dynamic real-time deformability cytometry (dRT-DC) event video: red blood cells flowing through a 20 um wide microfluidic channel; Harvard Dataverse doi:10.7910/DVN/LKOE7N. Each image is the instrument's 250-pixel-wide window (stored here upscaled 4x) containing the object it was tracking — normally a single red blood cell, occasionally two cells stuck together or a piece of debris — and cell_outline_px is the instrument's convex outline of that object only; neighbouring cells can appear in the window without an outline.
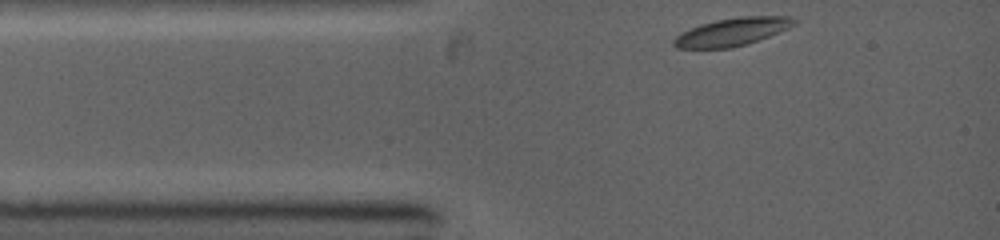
{"species": "common noctule bat (a hibernating species)", "species_latin": "Nyctalus noctula", "temperature_condition": "warm", "stored_images_in_passage": 46, "camera_frame_rate_fps": 5000, "um_per_image_px": 0.085, "animal": {"sex": "female", "body_mass_g": 19.0, "forearm_length_mm": 53.3}, "frame": {"image": 1, "passage_image": 1, "time_ms": 0.0, "image_size_px": [1000, 240], "cell_outline_px": [[796, 24], [788, 28], [748, 44], [732, 48], [676, 48], [672, 44], [672, 40], [680, 32], [700, 24], [716, 20], [740, 16], [792, 16], [796, 20]], "centroid_in_image_um": [62.21, 2.7], "position_along_channel_um": 22.8, "area_um2": 19.65}}
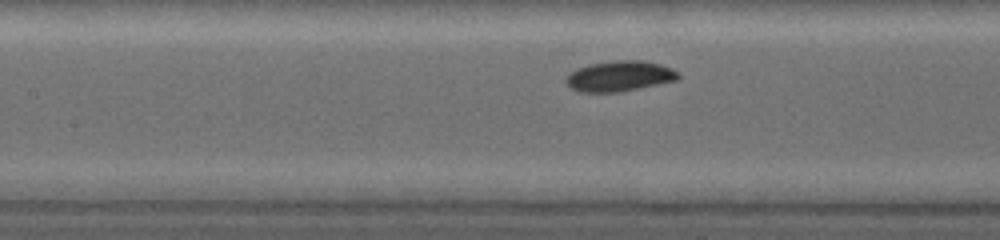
{"frame": {"image": 2, "passage_image": 18, "time_ms": 3.4, "image_size_px": [1000, 240], "cell_outline_px": [[680, 80], [640, 88], [616, 92], [580, 92], [572, 88], [564, 80], [572, 72], [588, 64], [616, 60], [644, 60], [660, 64], [672, 68], [680, 72]], "centroid_in_image_um": [52.74, 6.47], "position_along_channel_um": 154.7, "area_um2": 20.0}}
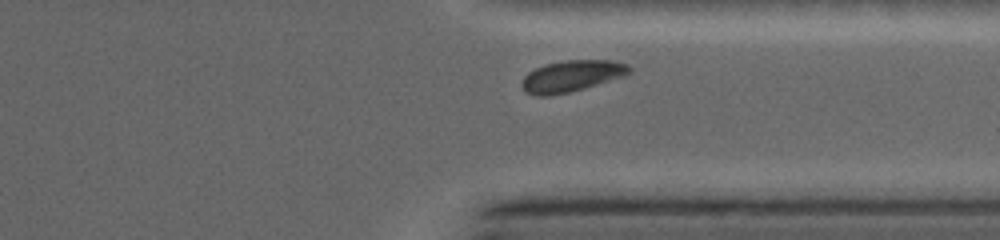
{"frame": {"image": 3, "passage_image": 41, "time_ms": 8.0, "image_size_px": [1000, 240], "cell_outline_px": [[632, 72], [624, 76], [584, 88], [568, 92], [548, 96], [532, 96], [524, 92], [520, 84], [524, 76], [528, 72], [544, 64], [564, 60], [612, 60], [628, 64], [632, 68]], "centroid_in_image_um": [48.57, 6.46], "position_along_channel_um": 362.8, "area_um2": 19.88}}